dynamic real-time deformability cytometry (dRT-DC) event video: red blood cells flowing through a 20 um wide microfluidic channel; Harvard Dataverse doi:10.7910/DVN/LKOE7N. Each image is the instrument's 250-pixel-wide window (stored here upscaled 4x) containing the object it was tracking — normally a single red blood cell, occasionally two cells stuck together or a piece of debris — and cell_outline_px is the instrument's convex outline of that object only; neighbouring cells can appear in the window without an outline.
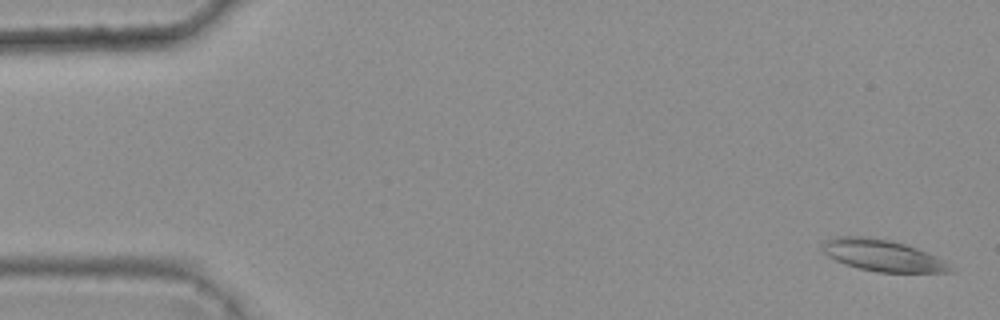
{"species": "common noctule bat (a hibernating species)", "species_latin": "Nyctalus noctula", "temperature_condition": "warm", "stored_images_in_passage": 6, "camera_frame_rate_fps": 3000, "um_per_image_px": 0.085, "animal": {"sex": "female", "body_mass_g": 25.1}, "frame": {"image": 1, "passage_image": 6, "time_ms": 1.667, "image_size_px": [1000, 320], "cell_outline_px": [[952, 272], [876, 272], [844, 264], [820, 252], [820, 244], [836, 236], [864, 236], [892, 240], [916, 248], [936, 256], [944, 260], [952, 268]], "centroid_in_image_um": [74.96, 21.7], "position_along_channel_um": 10.0, "area_um2": 23.52}}